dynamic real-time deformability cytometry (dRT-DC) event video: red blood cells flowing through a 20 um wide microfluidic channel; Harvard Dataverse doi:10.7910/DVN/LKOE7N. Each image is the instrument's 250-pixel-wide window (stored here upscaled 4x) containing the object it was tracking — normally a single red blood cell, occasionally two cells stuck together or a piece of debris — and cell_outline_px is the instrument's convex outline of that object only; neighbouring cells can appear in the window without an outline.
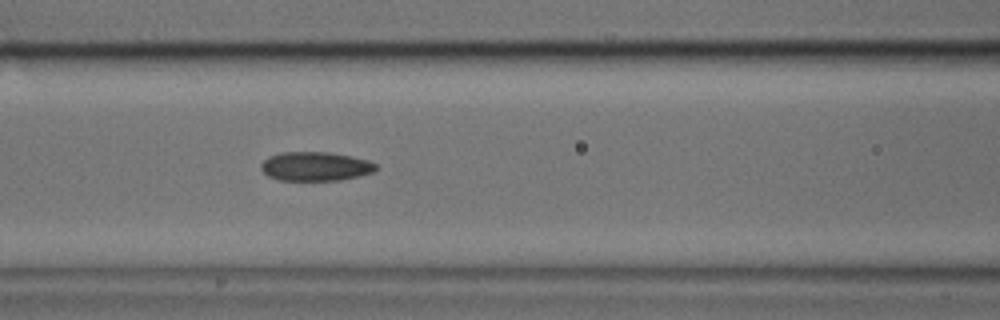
{"species": "common noctule bat (a hibernating species)", "species_latin": "Nyctalus noctula", "temperature_condition": "cold", "stored_images_in_passage": 20, "camera_frame_rate_fps": 3000, "um_per_image_px": 0.085, "animal": {"sex": "male", "body_mass_g": 17.9, "forearm_length_mm": 54.2}, "frame": {"image": 1, "passage_image": 12, "time_ms": 3.667, "image_size_px": [1000, 320], "cell_outline_px": [[376, 168], [372, 172], [360, 176], [340, 180], [280, 180], [268, 176], [260, 168], [260, 164], [268, 156], [284, 152], [328, 152], [352, 156], [368, 160], [376, 164]], "centroid_in_image_um": [26.8, 14.14], "position_along_channel_um": 139.8, "area_um2": 19.42}}
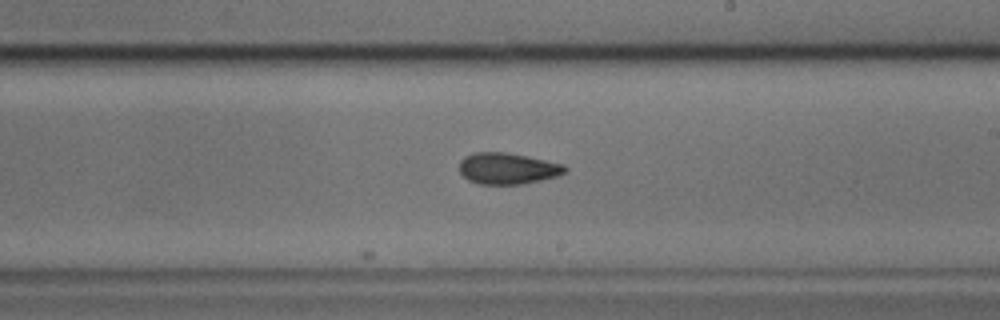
{"frame": {"image": 2, "passage_image": 20, "time_ms": 6.333, "image_size_px": [1000, 320], "cell_outline_px": [[568, 172], [556, 176], [540, 180], [520, 184], [480, 184], [468, 180], [460, 172], [460, 160], [464, 156], [476, 152], [508, 152], [528, 156], [564, 164], [568, 168]], "centroid_in_image_um": [43.16, 14.31], "position_along_channel_um": 245.8, "area_um2": 19.36}}